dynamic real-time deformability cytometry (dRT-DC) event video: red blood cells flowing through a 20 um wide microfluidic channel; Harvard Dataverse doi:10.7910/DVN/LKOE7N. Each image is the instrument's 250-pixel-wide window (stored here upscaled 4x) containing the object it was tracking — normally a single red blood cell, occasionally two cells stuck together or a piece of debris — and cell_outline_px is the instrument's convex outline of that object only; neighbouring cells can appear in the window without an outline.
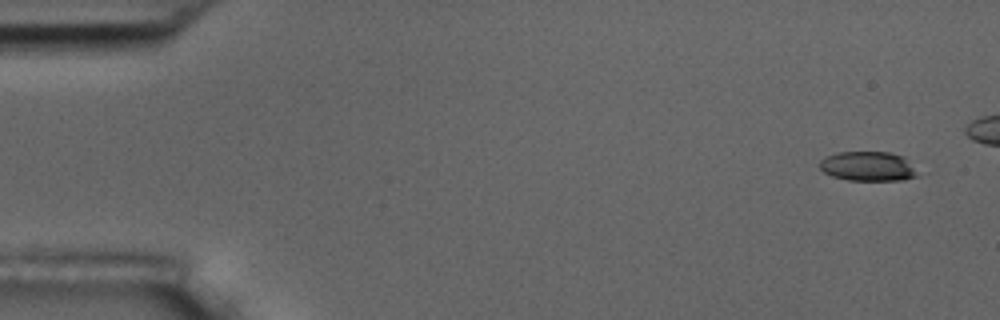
{"species": "common noctule bat (a hibernating species)", "species_latin": "Nyctalus noctula", "temperature_condition": "room temperature", "stored_images_in_passage": 5, "camera_frame_rate_fps": 3000, "um_per_image_px": 0.085, "animal": {"sex": "male", "body_mass_g": 17.5, "forearm_length_mm": 52.3}, "frame": {"image": 1, "passage_image": 1, "time_ms": 0.0, "image_size_px": [1000, 320], "cell_outline_px": [[920, 176], [904, 180], [848, 180], [832, 176], [824, 172], [820, 168], [820, 160], [824, 156], [836, 152], [888, 152], [904, 156], [920, 172]], "centroid_in_image_um": [73.82, 14.13], "position_along_channel_um": 11.2, "area_um2": 17.17}}